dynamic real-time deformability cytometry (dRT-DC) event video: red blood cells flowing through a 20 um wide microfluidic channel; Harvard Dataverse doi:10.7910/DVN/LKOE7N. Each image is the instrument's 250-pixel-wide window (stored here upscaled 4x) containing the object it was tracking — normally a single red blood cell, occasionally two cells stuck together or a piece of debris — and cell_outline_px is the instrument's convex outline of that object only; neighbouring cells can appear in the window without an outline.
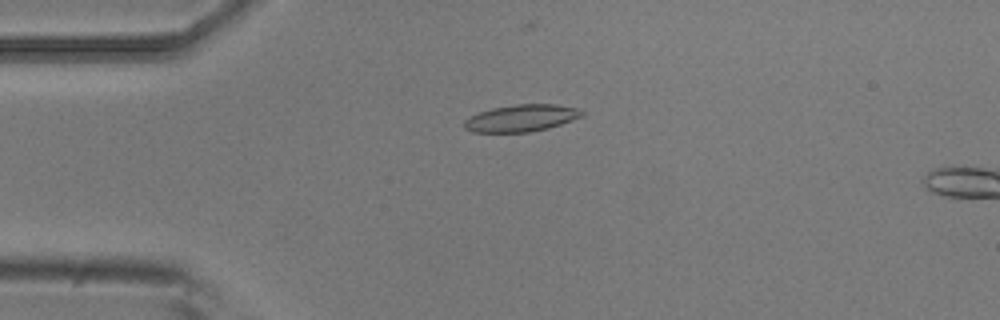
{"species": "common noctule bat (a hibernating species)", "species_latin": "Nyctalus noctula", "temperature_condition": "room temperature", "stored_images_in_passage": 5, "camera_frame_rate_fps": 3000, "um_per_image_px": 0.085, "animal": {"sex": "male", "body_mass_g": 20.5, "forearm_length_mm": 52.5}, "frame": {"image": 1, "passage_image": 4, "time_ms": 1.0, "image_size_px": [1000, 320], "cell_outline_px": [[584, 116], [548, 128], [528, 132], [472, 132], [464, 128], [464, 120], [468, 116], [492, 108], [516, 104], [556, 104], [580, 108], [584, 112]], "centroid_in_image_um": [44.32, 10.03], "position_along_channel_um": 40.7, "area_um2": 18.61}}